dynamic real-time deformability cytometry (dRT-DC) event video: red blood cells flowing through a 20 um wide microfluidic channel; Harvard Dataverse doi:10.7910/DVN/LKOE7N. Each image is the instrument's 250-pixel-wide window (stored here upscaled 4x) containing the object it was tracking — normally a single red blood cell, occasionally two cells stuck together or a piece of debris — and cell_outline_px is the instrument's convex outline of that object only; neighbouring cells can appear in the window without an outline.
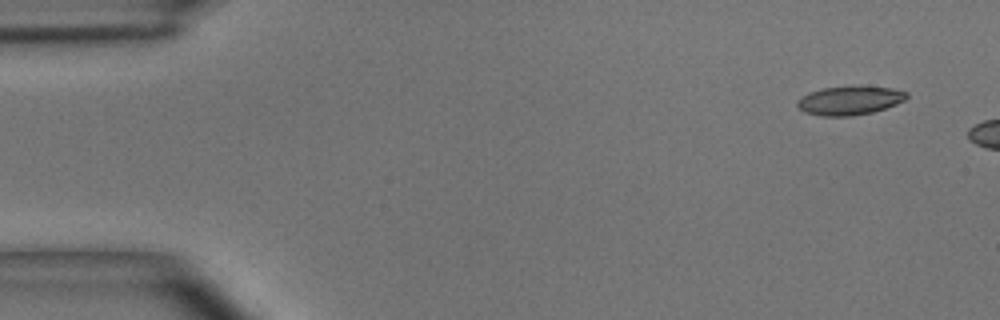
{"species": "common noctule bat (a hibernating species)", "species_latin": "Nyctalus noctula", "temperature_condition": "room temperature", "stored_images_in_passage": 5, "camera_frame_rate_fps": 3000, "um_per_image_px": 0.085, "animal": {"sex": "male", "body_mass_g": 15.6}, "frame": {"image": 1, "passage_image": 1, "time_ms": 0.0, "image_size_px": [1000, 320], "cell_outline_px": [[908, 96], [904, 100], [896, 104], [872, 112], [852, 116], [820, 116], [804, 112], [796, 104], [796, 100], [800, 96], [808, 92], [824, 88], [856, 84], [892, 88], [908, 92]], "centroid_in_image_um": [72.2, 8.51], "position_along_channel_um": 12.8, "area_um2": 18.84}}